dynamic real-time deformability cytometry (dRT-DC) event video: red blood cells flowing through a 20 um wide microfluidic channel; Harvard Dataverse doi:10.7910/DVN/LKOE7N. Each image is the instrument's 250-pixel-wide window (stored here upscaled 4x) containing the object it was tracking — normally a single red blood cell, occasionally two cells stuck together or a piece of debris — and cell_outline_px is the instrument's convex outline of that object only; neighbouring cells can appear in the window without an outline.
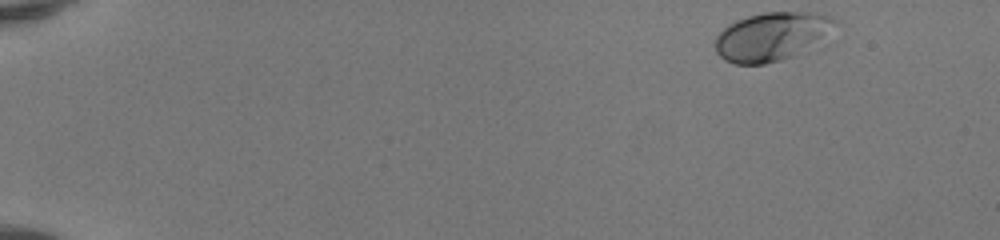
{"species": "human", "species_latin": "Homo sapiens", "temperature_condition": "room temperature", "stored_images_in_passage": 46, "camera_frame_rate_fps": 3000, "um_per_image_px": 0.085, "donor": {"sex": "female"}, "frame": {"image": 1, "passage_image": 1, "time_ms": 0.0, "image_size_px": [1000, 240], "cell_outline_px": [[840, 24], [832, 44], [784, 60], [764, 64], [736, 64], [724, 60], [716, 52], [716, 36], [728, 24], [736, 20], [748, 16], [764, 12], [816, 12], [832, 16], [840, 20]], "centroid_in_image_um": [65.89, 3.11], "position_along_channel_um": 19.1, "area_um2": 36.3}}
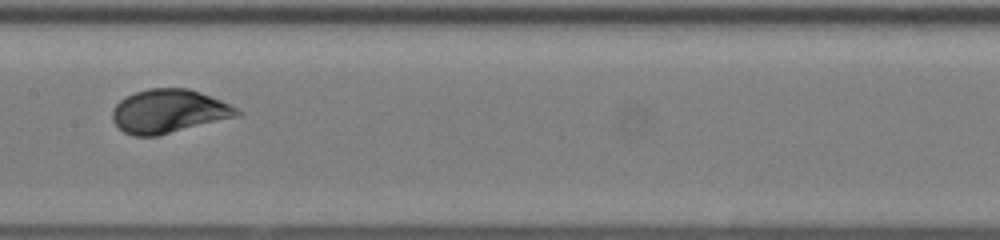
{"frame": {"image": 2, "passage_image": 24, "time_ms": 7.667, "image_size_px": [1000, 240], "cell_outline_px": [[240, 116], [156, 136], [132, 136], [124, 132], [112, 120], [112, 108], [120, 100], [136, 92], [148, 88], [188, 88], [220, 100], [236, 108], [240, 112]], "centroid_in_image_um": [14.32, 9.46], "position_along_channel_um": 193.1, "area_um2": 31.44}}
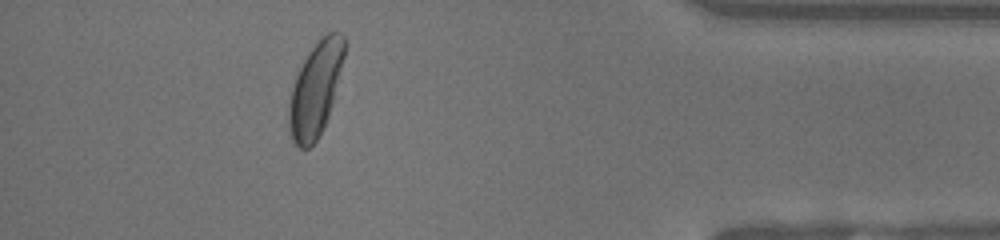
{"frame": {"image": 3, "passage_image": 42, "time_ms": 13.667, "image_size_px": [1000, 240], "cell_outline_px": [[348, 44], [332, 104], [324, 128], [316, 140], [308, 148], [300, 148], [292, 140], [288, 124], [288, 100], [296, 76], [308, 52], [328, 32], [340, 32], [344, 36]], "centroid_in_image_um": [26.83, 7.57], "position_along_channel_um": 408.4, "area_um2": 30.4}, "authors_computed_cell_mechanics": {"area_um2": 31.212, "velocity_mm_per_s": 4.1366, "shape_relaxation_time_tau1_ms": 2.9975, "shape_relaxation_time_tau2_ms": null, "deformation_change_tau1": 0.1564, "deformation_change_tau2": null}}